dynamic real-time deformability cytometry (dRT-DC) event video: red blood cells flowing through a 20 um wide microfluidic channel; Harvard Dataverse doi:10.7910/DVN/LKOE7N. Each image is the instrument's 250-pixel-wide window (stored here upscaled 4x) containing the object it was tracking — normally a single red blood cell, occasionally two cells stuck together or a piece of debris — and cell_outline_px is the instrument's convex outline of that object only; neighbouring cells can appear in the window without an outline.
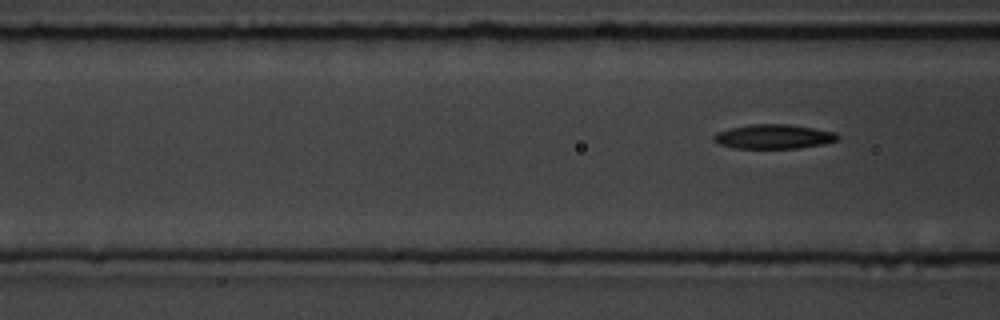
{"species": "common noctule bat (a hibernating species)", "species_latin": "Nyctalus noctula", "temperature_condition": "room temperature", "stored_images_in_passage": 8, "segment_of_instrument_passage": [2, 2], "camera_frame_rate_fps": 3000, "um_per_image_px": 0.085, "animal": {"sex": "male", "body_mass_g": 19.5, "forearm_length_mm": 54.6}, "frame": {"image": 1, "passage_image": 8, "time_ms": 8.667, "image_size_px": [1000, 320], "cell_outline_px": [[840, 136], [836, 140], [824, 144], [796, 148], [736, 148], [720, 144], [712, 140], [712, 136], [716, 132], [732, 128], [752, 124], [788, 124], [836, 132]], "centroid_in_image_um": [65.75, 11.61], "position_along_channel_um": 100.8, "area_um2": 17.46}}